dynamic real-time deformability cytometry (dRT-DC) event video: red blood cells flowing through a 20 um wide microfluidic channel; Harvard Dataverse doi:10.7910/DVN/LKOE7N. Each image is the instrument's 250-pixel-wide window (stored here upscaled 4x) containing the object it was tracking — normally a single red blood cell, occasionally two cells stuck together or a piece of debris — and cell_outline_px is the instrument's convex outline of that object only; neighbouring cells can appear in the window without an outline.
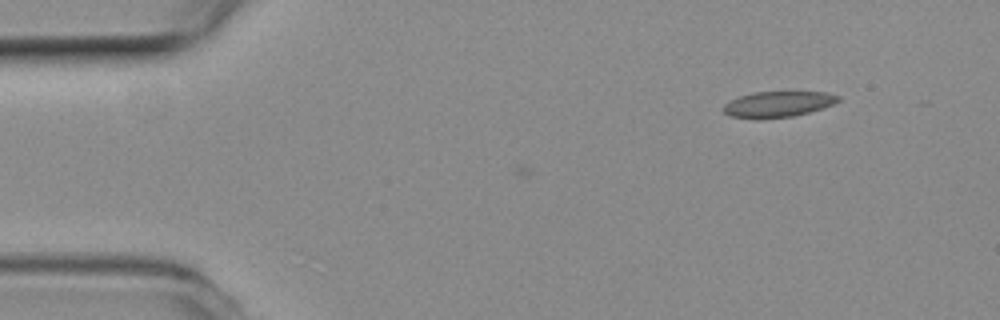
{"species": "common noctule bat (a hibernating species)", "species_latin": "Nyctalus noctula", "temperature_condition": "room temperature", "stored_images_in_passage": 7, "camera_frame_rate_fps": 3000, "um_per_image_px": 0.085, "animal": {"sex": "female", "body_mass_g": 19.3, "forearm_length_mm": 54.1}, "frame": {"image": 1, "passage_image": 7, "time_ms": 2.0, "image_size_px": [1000, 320], "cell_outline_px": [[840, 100], [832, 104], [808, 112], [792, 116], [756, 120], [728, 116], [724, 112], [724, 104], [728, 100], [752, 92], [828, 92], [840, 96]], "centroid_in_image_um": [66.06, 8.86], "position_along_channel_um": 18.9, "area_um2": 17.4}}